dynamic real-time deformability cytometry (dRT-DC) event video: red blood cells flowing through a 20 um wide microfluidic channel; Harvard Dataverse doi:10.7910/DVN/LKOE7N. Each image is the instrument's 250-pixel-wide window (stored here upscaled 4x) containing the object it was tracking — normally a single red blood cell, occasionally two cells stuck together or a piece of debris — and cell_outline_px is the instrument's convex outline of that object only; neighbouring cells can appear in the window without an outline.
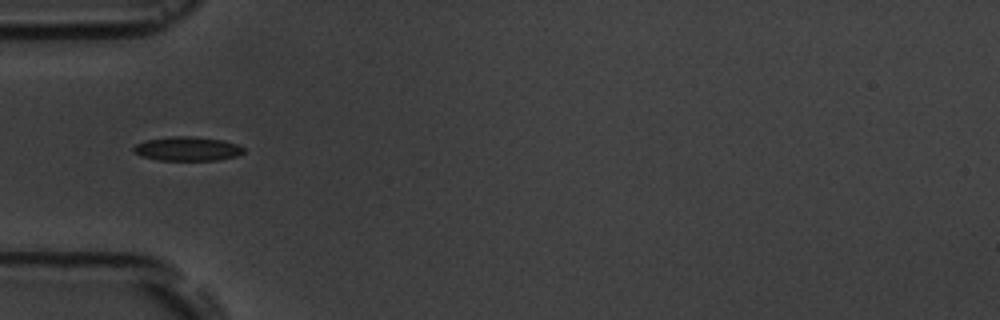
{"species": "common noctule bat (a hibernating species)", "species_latin": "Nyctalus noctula", "temperature_condition": "room temperature", "stored_images_in_passage": 7, "camera_frame_rate_fps": 3000, "um_per_image_px": 0.085, "animal": {"sex": "male", "body_mass_g": 19.5, "forearm_length_mm": 54.6}, "frame": {"image": 1, "passage_image": 6, "time_ms": 6.0, "image_size_px": [1000, 320], "cell_outline_px": [[244, 152], [236, 156], [216, 160], [156, 160], [140, 156], [132, 152], [132, 148], [136, 144], [144, 140], [172, 136], [192, 136], [224, 140], [236, 144], [244, 148]], "centroid_in_image_um": [15.87, 12.64], "position_along_channel_um": 69.1, "area_um2": 15.61}}
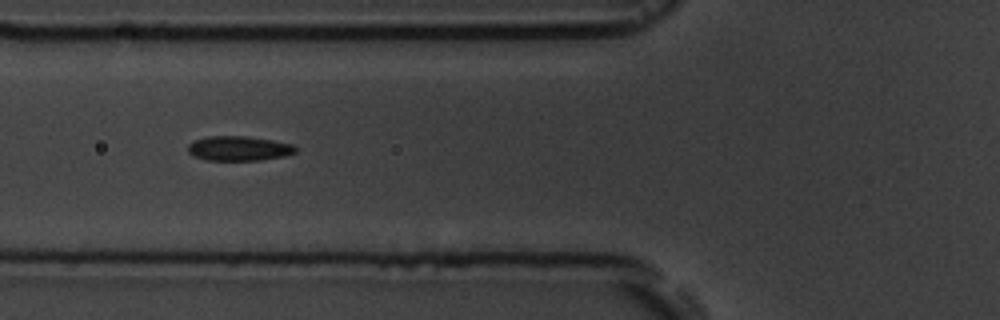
{"frame": {"image": 2, "passage_image": 7, "time_ms": 7.0, "image_size_px": [1000, 320], "cell_outline_px": [[296, 152], [284, 156], [260, 160], [204, 160], [188, 152], [188, 144], [196, 140], [208, 136], [248, 136], [272, 140], [292, 144], [296, 148]], "centroid_in_image_um": [20.3, 12.61], "position_along_channel_um": 105.5, "area_um2": 15.37}}